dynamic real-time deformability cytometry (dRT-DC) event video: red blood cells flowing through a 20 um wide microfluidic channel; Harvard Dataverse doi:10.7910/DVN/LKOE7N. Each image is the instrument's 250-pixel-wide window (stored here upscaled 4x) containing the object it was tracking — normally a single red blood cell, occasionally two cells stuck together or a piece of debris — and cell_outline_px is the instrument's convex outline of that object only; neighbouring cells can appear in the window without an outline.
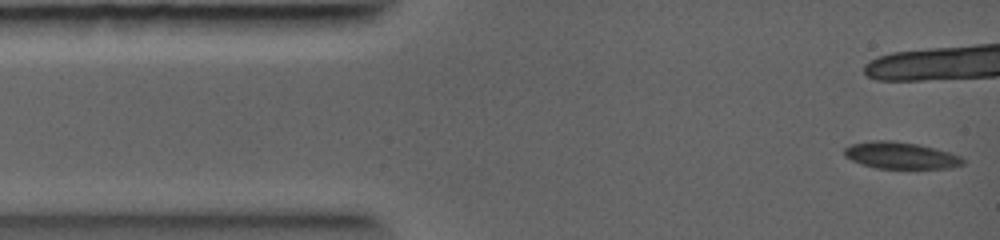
{"species": "common noctule bat (a hibernating species)", "species_latin": "Nyctalus noctula", "temperature_condition": "warm", "stored_images_in_passage": 11, "camera_frame_rate_fps": 5000, "um_per_image_px": 0.085, "animal": {"sex": "female", "body_mass_g": 19.0, "forearm_length_mm": 56.7}, "frame": {"image": 1, "passage_image": 1, "time_ms": 0.0, "image_size_px": [1000, 240], "cell_outline_px": [[964, 164], [952, 168], [876, 168], [852, 160], [844, 156], [844, 148], [852, 144], [872, 140], [892, 140], [916, 144], [936, 148], [960, 156], [964, 160]], "centroid_in_image_um": [76.56, 13.2], "position_along_channel_um": 8.4, "area_um2": 18.38}}